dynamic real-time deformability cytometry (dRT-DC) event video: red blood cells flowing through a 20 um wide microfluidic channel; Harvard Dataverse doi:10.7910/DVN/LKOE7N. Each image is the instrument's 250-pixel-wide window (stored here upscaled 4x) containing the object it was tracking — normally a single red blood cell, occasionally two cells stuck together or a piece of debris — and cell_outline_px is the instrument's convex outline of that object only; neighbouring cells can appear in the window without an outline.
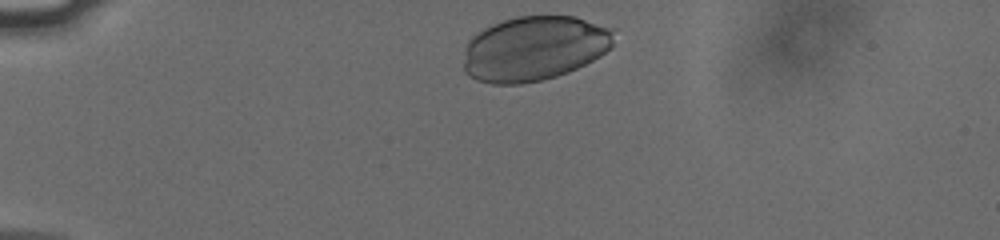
{"species": "human", "species_latin": "Homo sapiens", "temperature_condition": "cold", "stored_images_in_passage": 35, "camera_frame_rate_fps": 3000, "um_per_image_px": 0.085, "donor": {"sex": "male"}, "frame": {"image": 1, "passage_image": 1, "time_ms": 0.0, "image_size_px": [1000, 240], "cell_outline_px": [[616, 28], [612, 48], [600, 56], [568, 72], [556, 76], [540, 80], [520, 84], [492, 84], [476, 80], [464, 72], [464, 48], [472, 36], [476, 32], [492, 24], [516, 16], [576, 16]], "centroid_in_image_um": [45.43, 4.1], "position_along_channel_um": 39.6, "area_um2": 57.34}}
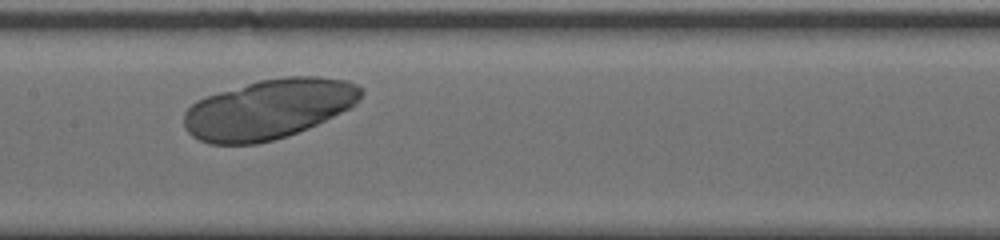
{"frame": {"image": 2, "passage_image": 17, "time_ms": 5.333, "image_size_px": [1000, 240], "cell_outline_px": [[364, 92], [356, 104], [352, 108], [308, 128], [288, 136], [256, 144], [212, 144], [200, 140], [192, 136], [184, 128], [184, 112], [196, 100], [220, 92], [260, 80], [284, 76], [316, 76], [348, 80], [364, 88]], "centroid_in_image_um": [22.89, 9.27], "position_along_channel_um": 184.5, "area_um2": 61.85}}
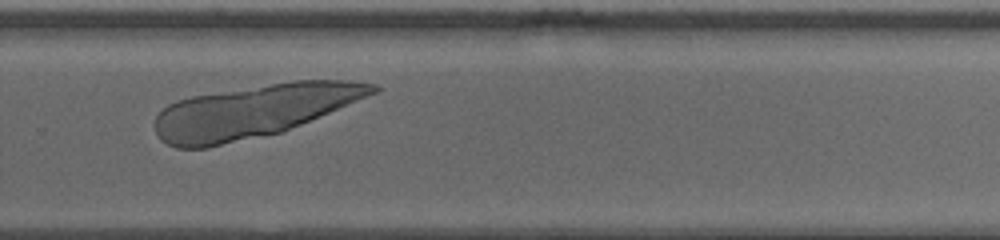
{"frame": {"image": 3, "passage_image": 27, "time_ms": 8.667, "image_size_px": [1000, 240], "cell_outline_px": [[380, 92], [280, 132], [208, 148], [176, 148], [160, 140], [156, 132], [156, 116], [168, 104], [176, 100], [192, 96], [292, 80], [344, 80], [376, 84], [380, 88]], "centroid_in_image_um": [21.56, 9.44], "position_along_channel_um": 308.2, "area_um2": 66.7}}